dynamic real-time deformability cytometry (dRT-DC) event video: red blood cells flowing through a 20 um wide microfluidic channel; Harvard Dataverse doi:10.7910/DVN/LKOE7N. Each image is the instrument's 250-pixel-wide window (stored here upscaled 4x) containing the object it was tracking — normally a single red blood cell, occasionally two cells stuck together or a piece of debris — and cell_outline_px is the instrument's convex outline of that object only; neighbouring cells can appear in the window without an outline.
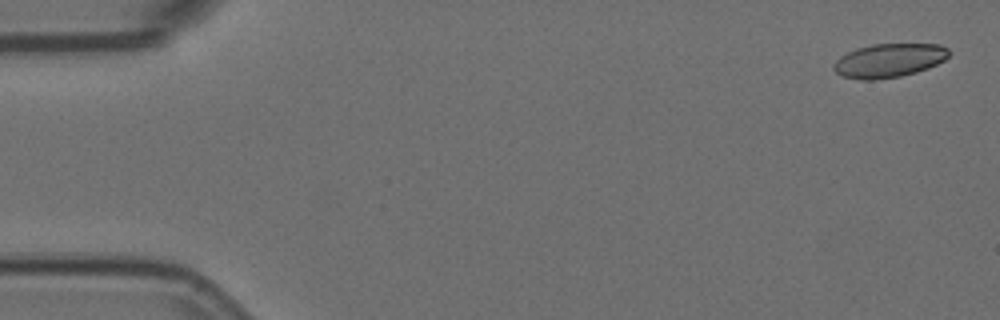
{"species": "Egyptian fruit bat (a non-hibernating species)", "species_latin": "Rousettus aegyptiacus", "temperature_condition": "room temperature", "stored_images_in_passage": 5, "camera_frame_rate_fps": 3000, "um_per_image_px": 0.085, "animal": {"sex": "female"}, "frame": {"image": 1, "passage_image": 1, "time_ms": 0.0, "image_size_px": [1000, 320], "cell_outline_px": [[952, 52], [944, 60], [928, 68], [916, 72], [900, 76], [872, 80], [860, 80], [844, 76], [836, 72], [832, 68], [832, 64], [840, 56], [856, 48], [872, 44], [940, 44], [948, 48]], "centroid_in_image_um": [75.56, 5.13], "position_along_channel_um": 9.4, "area_um2": 22.77}}